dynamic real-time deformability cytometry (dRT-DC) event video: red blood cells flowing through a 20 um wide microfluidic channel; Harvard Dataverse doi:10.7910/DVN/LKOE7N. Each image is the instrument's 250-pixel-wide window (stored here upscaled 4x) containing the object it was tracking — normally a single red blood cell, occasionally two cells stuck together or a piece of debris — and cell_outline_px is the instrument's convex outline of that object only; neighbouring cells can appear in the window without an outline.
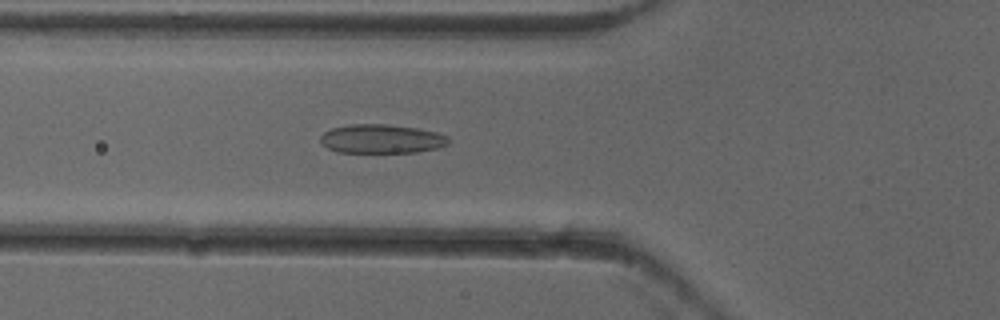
{"species": "common noctule bat (a hibernating species)", "species_latin": "Nyctalus noctula", "temperature_condition": "cold", "stored_images_in_passage": 36, "camera_frame_rate_fps": 3000, "um_per_image_px": 0.085, "animal": {"sex": "female"}, "frame": {"image": 1, "passage_image": 3, "time_ms": 0.667, "image_size_px": [1000, 320], "cell_outline_px": [[448, 144], [436, 148], [416, 152], [336, 152], [320, 144], [320, 136], [324, 132], [332, 128], [352, 124], [388, 124], [416, 128], [436, 132], [448, 136]], "centroid_in_image_um": [32.39, 11.8], "position_along_channel_um": 93.4, "area_um2": 21.56}}
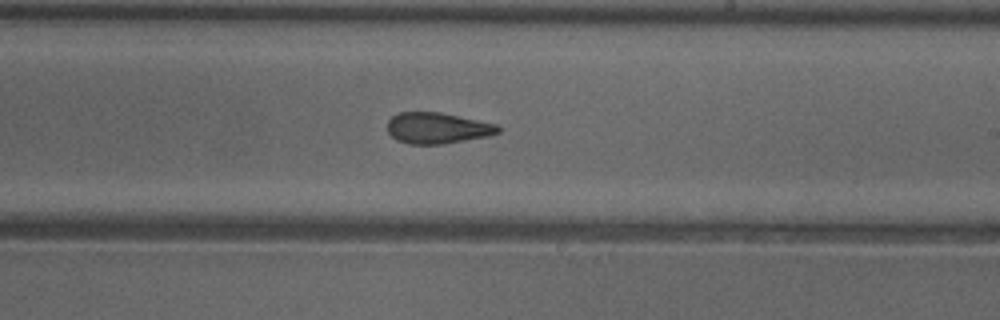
{"frame": {"image": 2, "passage_image": 15, "time_ms": 4.667, "image_size_px": [1000, 320], "cell_outline_px": [[500, 132], [488, 136], [444, 144], [408, 144], [396, 140], [388, 132], [388, 120], [392, 116], [400, 112], [440, 112], [496, 124], [500, 128]], "centroid_in_image_um": [37.16, 10.89], "position_along_channel_um": 251.8, "area_um2": 20.0}}
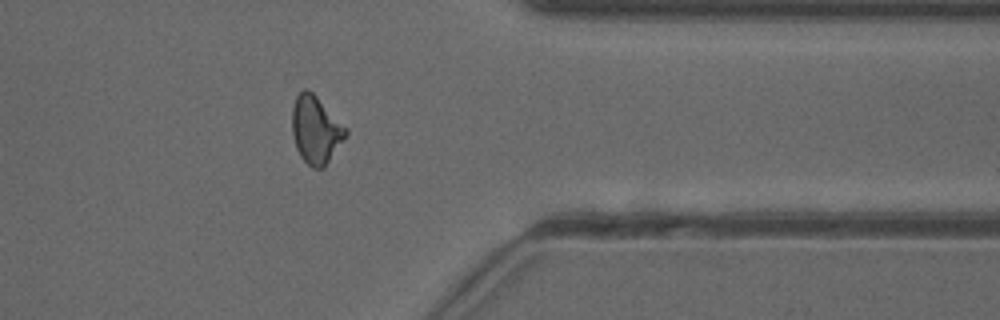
{"frame": {"image": 3, "passage_image": 26, "time_ms": 8.333, "image_size_px": [1000, 320], "cell_outline_px": [[348, 132], [324, 168], [312, 168], [300, 156], [296, 148], [292, 136], [292, 108], [296, 96], [304, 88], [308, 88], [348, 128]], "centroid_in_image_um": [26.82, 11.02], "position_along_channel_um": 384.6, "area_um2": 21.1}, "authors_computed_cell_mechanics": {"area_um2": 20.3456, "velocity_mm_per_s": 3.9428, "shape_relaxation_time_tau1_ms": 7.0265, "shape_relaxation_time_tau2_ms": 2.2661, "deformation_change_tau1": 0.1552, "deformation_change_tau2": 0.0913}}